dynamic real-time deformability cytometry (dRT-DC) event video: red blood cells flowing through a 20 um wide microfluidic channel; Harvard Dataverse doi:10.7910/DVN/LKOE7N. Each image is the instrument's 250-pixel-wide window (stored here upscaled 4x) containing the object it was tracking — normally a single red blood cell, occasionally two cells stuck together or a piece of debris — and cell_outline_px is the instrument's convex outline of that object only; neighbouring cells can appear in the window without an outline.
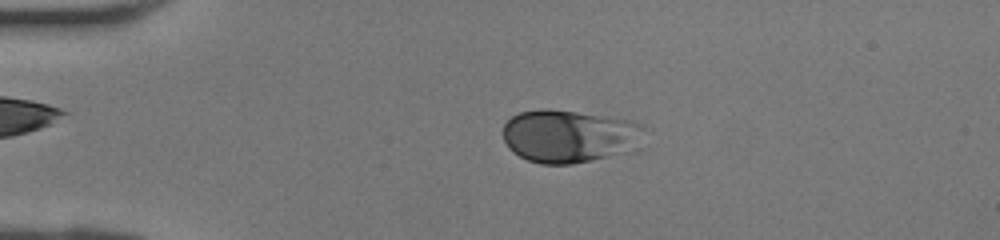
{"species": "human", "species_latin": "Homo sapiens", "temperature_condition": "room temperature", "stored_images_in_passage": 40, "camera_frame_rate_fps": 3000, "um_per_image_px": 0.085, "donor": {"sex": "female"}, "frame": {"image": 1, "passage_image": 8, "time_ms": 2.333, "image_size_px": [1000, 240], "cell_outline_px": [[648, 128], [624, 152], [608, 156], [572, 164], [540, 164], [528, 160], [512, 152], [508, 148], [504, 140], [504, 124], [512, 116], [520, 112], [540, 108], [544, 108], [576, 112], [632, 120], [644, 124]], "centroid_in_image_um": [48.31, 11.55], "position_along_channel_um": 36.7, "area_um2": 43.06}}
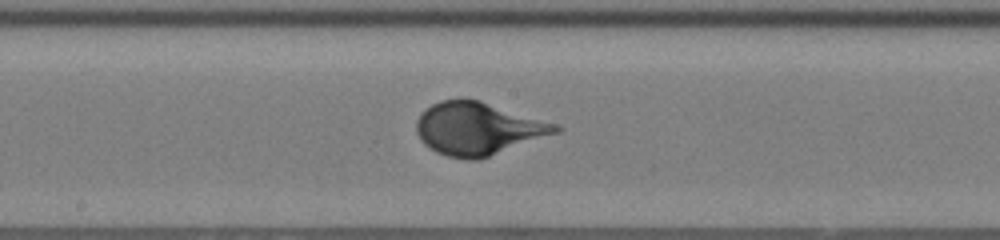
{"frame": {"image": 2, "passage_image": 21, "time_ms": 6.667, "image_size_px": [1000, 240], "cell_outline_px": [[564, 128], [560, 132], [480, 160], [464, 160], [448, 156], [436, 152], [424, 144], [420, 140], [416, 132], [416, 120], [420, 112], [432, 104], [440, 100], [480, 100], [560, 124]], "centroid_in_image_um": [40.67, 10.95], "position_along_channel_um": 207.5, "area_um2": 43.23}}
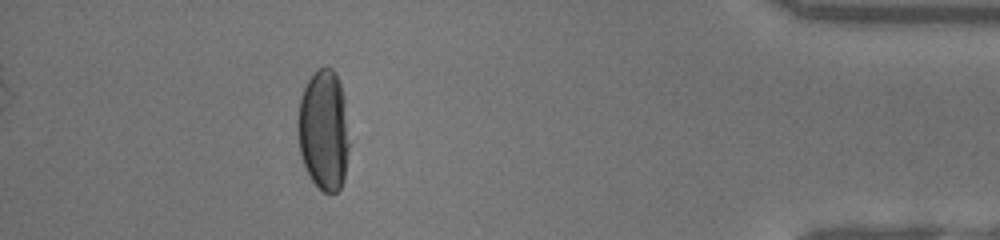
{"frame": {"image": 3, "passage_image": 36, "time_ms": 11.667, "image_size_px": [1000, 240], "cell_outline_px": [[352, 140], [344, 180], [340, 188], [336, 192], [324, 192], [312, 180], [304, 164], [300, 152], [296, 132], [296, 120], [300, 96], [312, 72], [324, 64], [332, 68], [336, 72], [344, 96]], "centroid_in_image_um": [27.55, 11.01], "position_along_channel_um": 407.7, "area_um2": 37.63}}